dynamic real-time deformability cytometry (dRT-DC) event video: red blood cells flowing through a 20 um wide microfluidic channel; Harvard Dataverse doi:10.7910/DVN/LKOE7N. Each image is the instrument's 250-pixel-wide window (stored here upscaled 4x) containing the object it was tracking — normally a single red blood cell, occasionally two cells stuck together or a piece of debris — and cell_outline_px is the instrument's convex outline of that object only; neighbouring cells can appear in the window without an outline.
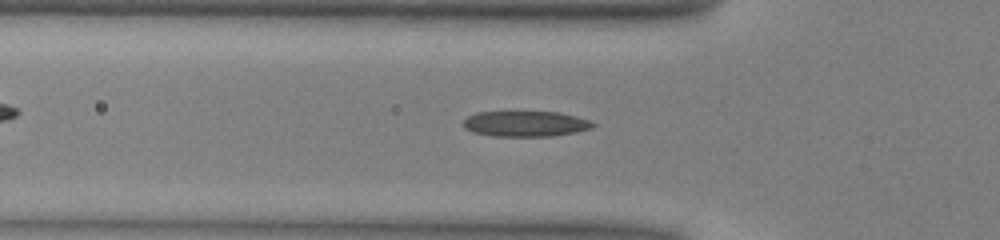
{"species": "common noctule bat (a hibernating species)", "species_latin": "Nyctalus noctula", "temperature_condition": "warm", "stored_images_in_passage": 47, "camera_frame_rate_fps": 3000, "um_per_image_px": 0.085, "animal": {"sex": "male", "body_mass_g": 13.0, "forearm_length_mm": 53.1}, "frame": {"image": 1, "passage_image": 13, "time_ms": 4.0, "image_size_px": [1000, 240], "cell_outline_px": [[596, 124], [592, 128], [576, 132], [552, 136], [492, 136], [472, 132], [464, 128], [464, 120], [468, 116], [476, 112], [560, 112], [592, 120]], "centroid_in_image_um": [44.69, 10.52], "position_along_channel_um": 81.1, "area_um2": 19.42}}
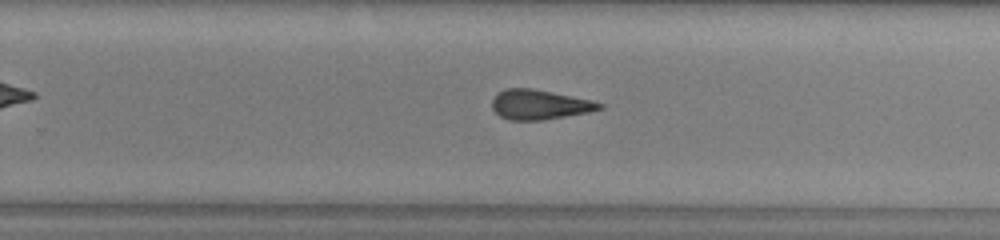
{"frame": {"image": 2, "passage_image": 28, "time_ms": 9.0, "image_size_px": [1000, 240], "cell_outline_px": [[604, 108], [588, 112], [544, 120], [508, 120], [500, 116], [492, 108], [492, 100], [496, 92], [504, 88], [532, 88], [592, 100], [604, 104]], "centroid_in_image_um": [45.84, 8.88], "position_along_channel_um": 284.0, "area_um2": 18.73}}
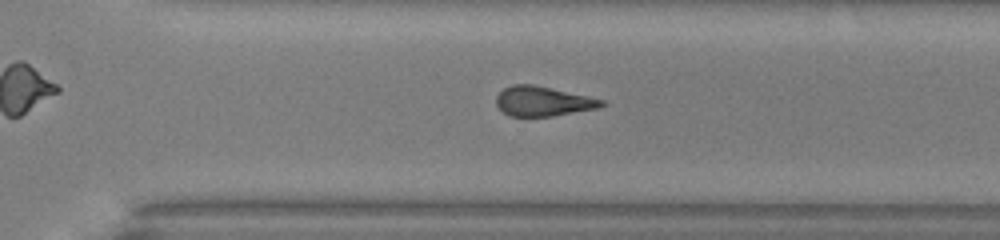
{"frame": {"image": 3, "passage_image": 31, "time_ms": 10.0, "image_size_px": [1000, 240], "cell_outline_px": [[608, 104], [596, 108], [552, 116], [508, 116], [496, 104], [496, 96], [504, 88], [512, 84], [532, 84], [588, 96], [604, 100]], "centroid_in_image_um": [46.14, 8.6], "position_along_channel_um": 324.5, "area_um2": 18.09}, "authors_computed_cell_mechanics": {"area_um2": 18.8428, "velocity_mm_per_s": 4.0575, "shape_relaxation_time_tau1_ms": 7.6588, "shape_relaxation_time_tau2_ms": 3.556, "deformation_change_tau1": 0.1902, "deformation_change_tau2": 0.1543}}